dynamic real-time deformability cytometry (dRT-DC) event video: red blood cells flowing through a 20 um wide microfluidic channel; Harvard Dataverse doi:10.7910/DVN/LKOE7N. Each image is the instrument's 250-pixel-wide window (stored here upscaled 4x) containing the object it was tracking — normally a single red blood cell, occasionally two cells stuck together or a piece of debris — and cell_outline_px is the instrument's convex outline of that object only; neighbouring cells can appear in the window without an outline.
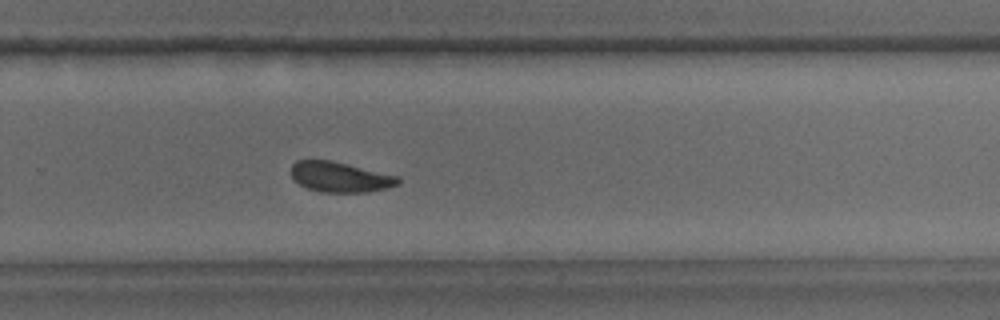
{"species": "common noctule bat (a hibernating species)", "species_latin": "Nyctalus noctula", "temperature_condition": "warm", "stored_images_in_passage": 37, "camera_frame_rate_fps": 3000, "um_per_image_px": 0.085, "animal": {"sex": "male", "body_mass_g": 15.6}, "frame": {"image": 1, "passage_image": 27, "time_ms": 8.667, "image_size_px": [1000, 320], "cell_outline_px": [[400, 184], [388, 188], [368, 192], [320, 192], [308, 188], [300, 184], [292, 176], [292, 164], [296, 160], [332, 160], [400, 176]], "centroid_in_image_um": [28.96, 15.04], "position_along_channel_um": 300.8, "area_um2": 18.96}}
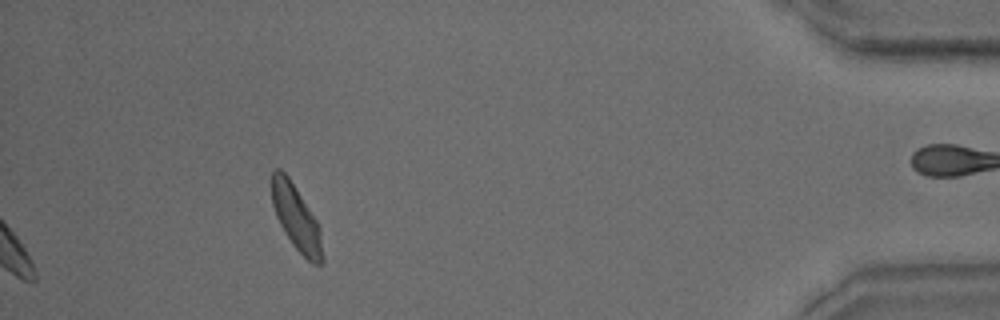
{"frame": {"image": 2, "passage_image": 37, "time_ms": 12.0, "image_size_px": [1000, 320], "cell_outline_px": [[324, 260], [320, 264], [312, 264], [292, 244], [284, 232], [276, 216], [272, 204], [272, 172], [276, 168], [280, 168], [288, 176], [316, 220], [320, 228]], "centroid_in_image_um": [25.18, 18.53], "position_along_channel_um": 410.0, "area_um2": 19.02}}